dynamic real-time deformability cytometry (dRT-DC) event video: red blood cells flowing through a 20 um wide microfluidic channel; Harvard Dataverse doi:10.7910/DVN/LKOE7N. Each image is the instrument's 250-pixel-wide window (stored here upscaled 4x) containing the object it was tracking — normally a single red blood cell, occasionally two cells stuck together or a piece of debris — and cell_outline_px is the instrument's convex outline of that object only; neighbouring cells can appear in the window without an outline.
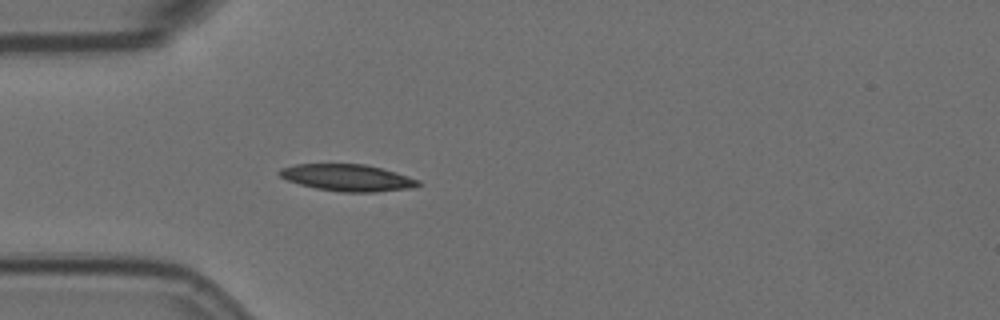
{"species": "Egyptian fruit bat (a non-hibernating species)", "species_latin": "Rousettus aegyptiacus", "temperature_condition": "room temperature", "stored_images_in_passage": 3, "camera_frame_rate_fps": 3000, "um_per_image_px": 0.085, "animal": {"sex": "female"}, "frame": {"image": 1, "passage_image": 3, "time_ms": 0.667, "image_size_px": [1000, 320], "cell_outline_px": [[420, 184], [412, 188], [376, 192], [340, 192], [316, 188], [300, 184], [288, 180], [280, 176], [276, 172], [280, 168], [296, 164], [364, 164], [396, 172], [420, 180]], "centroid_in_image_um": [29.52, 15.1], "position_along_channel_um": 55.5, "area_um2": 21.62}}